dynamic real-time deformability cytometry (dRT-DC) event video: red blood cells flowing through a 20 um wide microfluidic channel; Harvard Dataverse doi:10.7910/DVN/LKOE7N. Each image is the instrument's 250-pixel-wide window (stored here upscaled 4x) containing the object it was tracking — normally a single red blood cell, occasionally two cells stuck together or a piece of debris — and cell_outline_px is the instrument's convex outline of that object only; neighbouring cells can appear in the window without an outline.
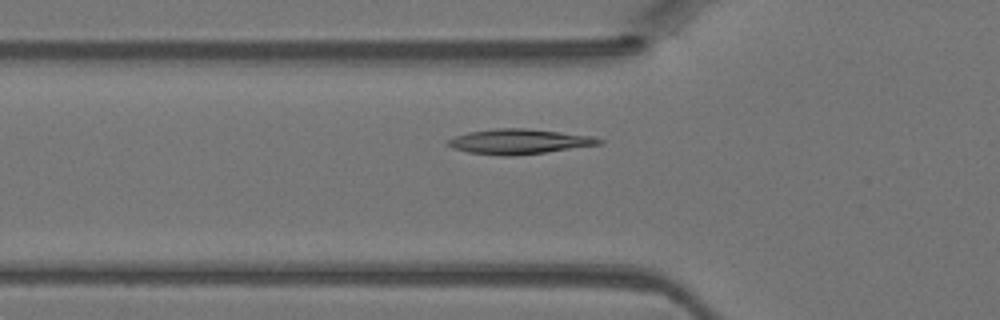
{"species": "Egyptian fruit bat (a non-hibernating species)", "species_latin": "Rousettus aegyptiacus", "temperature_condition": "warm", "stored_images_in_passage": 18, "camera_frame_rate_fps": 3000, "um_per_image_px": 0.085, "animal": {"sex": "female"}, "frame": {"image": 1, "passage_image": 6, "time_ms": 1.667, "image_size_px": [1000, 320], "cell_outline_px": [[604, 140], [600, 144], [544, 152], [512, 156], [500, 156], [468, 152], [452, 148], [448, 144], [448, 140], [456, 136], [468, 132], [496, 128], [524, 128], [560, 132], [592, 136]], "centroid_in_image_um": [44.09, 12.03], "position_along_channel_um": 81.7, "area_um2": 21.73}}
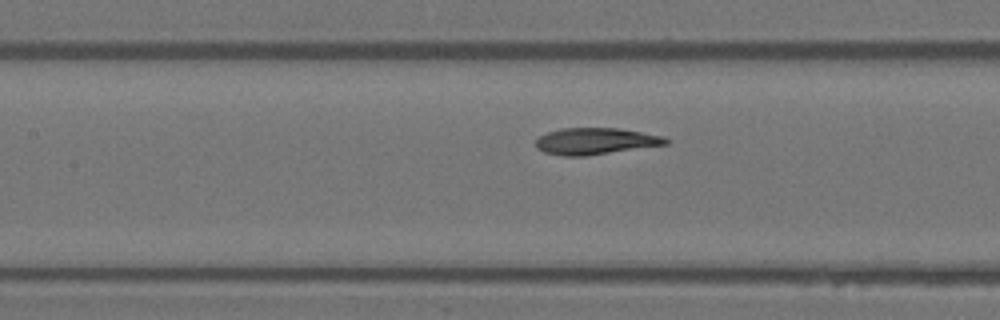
{"frame": {"image": 2, "passage_image": 11, "time_ms": 3.333, "image_size_px": [1000, 320], "cell_outline_px": [[668, 144], [584, 156], [560, 156], [544, 152], [536, 148], [536, 140], [540, 136], [548, 132], [560, 128], [620, 128], [664, 136], [668, 140]], "centroid_in_image_um": [50.6, 12.0], "position_along_channel_um": 156.8, "area_um2": 20.11}}
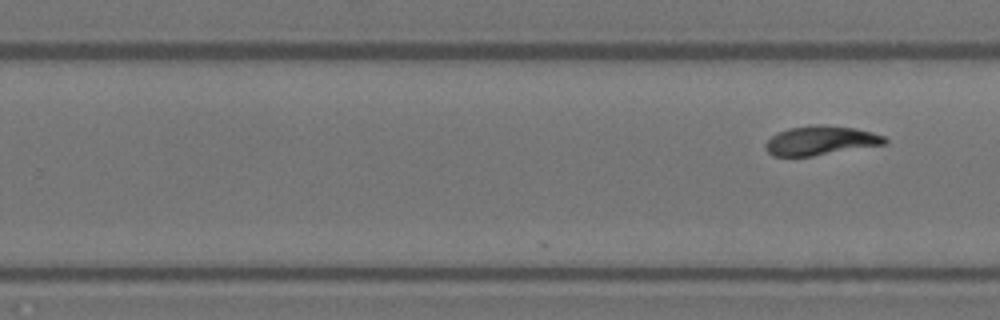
{"frame": {"image": 3, "passage_image": 18, "time_ms": 5.667, "image_size_px": [1000, 320], "cell_outline_px": [[888, 144], [812, 156], [772, 156], [764, 148], [764, 144], [776, 132], [788, 128], [816, 124], [824, 124], [852, 128], [872, 132], [884, 136], [888, 140]], "centroid_in_image_um": [69.75, 11.94], "position_along_channel_um": 260.1, "area_um2": 20.46}}